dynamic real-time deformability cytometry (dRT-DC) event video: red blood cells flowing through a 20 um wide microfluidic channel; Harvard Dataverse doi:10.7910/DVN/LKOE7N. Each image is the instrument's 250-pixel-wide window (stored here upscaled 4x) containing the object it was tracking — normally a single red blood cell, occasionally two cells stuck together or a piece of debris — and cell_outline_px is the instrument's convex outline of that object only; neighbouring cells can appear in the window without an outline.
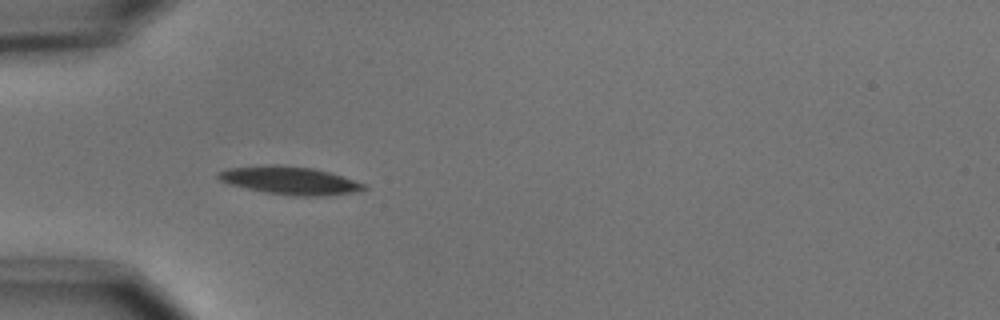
{"species": "common noctule bat (a hibernating species)", "species_latin": "Nyctalus noctula", "temperature_condition": "cold", "stored_images_in_passage": 7, "camera_frame_rate_fps": 3000, "um_per_image_px": 0.085, "animal": {"sex": "male", "body_mass_g": 15.6}, "frame": {"image": 1, "passage_image": 2, "time_ms": 1.0, "image_size_px": [1000, 320], "cell_outline_px": [[368, 188], [356, 192], [324, 196], [300, 196], [264, 192], [232, 184], [220, 180], [216, 176], [216, 172], [228, 168], [268, 164], [284, 164], [312, 168], [328, 172], [364, 184]], "centroid_in_image_um": [24.61, 15.33], "position_along_channel_um": 60.4, "area_um2": 23.58}}
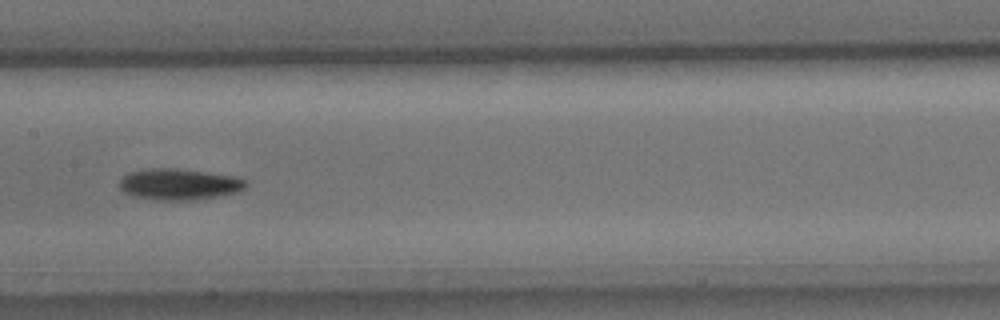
{"frame": {"image": 2, "passage_image": 5, "time_ms": 4.667, "image_size_px": [1000, 320], "cell_outline_px": [[248, 184], [240, 192], [196, 200], [156, 200], [136, 196], [124, 192], [120, 188], [120, 180], [128, 172], [148, 168], [176, 168], [232, 176], [248, 180]], "centroid_in_image_um": [15.25, 15.66], "position_along_channel_um": 192.2, "area_um2": 23.0}}
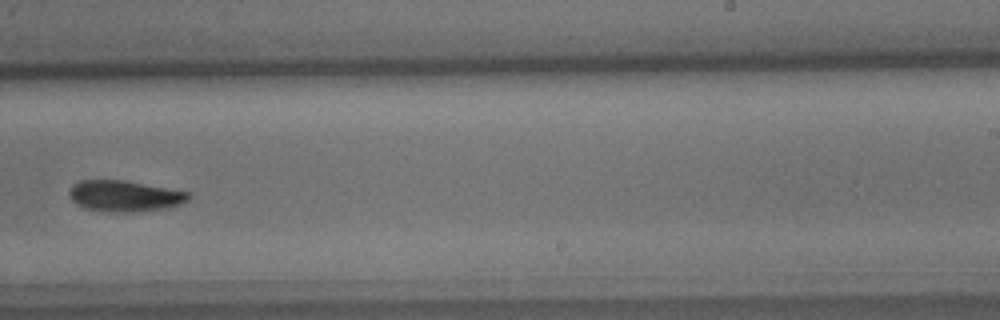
{"frame": {"image": 3, "passage_image": 7, "time_ms": 7.0, "image_size_px": [1000, 320], "cell_outline_px": [[192, 192], [188, 200], [180, 204], [164, 208], [140, 212], [112, 212], [84, 208], [76, 204], [72, 200], [68, 192], [72, 184], [80, 180], [124, 180]], "centroid_in_image_um": [10.59, 16.65], "position_along_channel_um": 278.4, "area_um2": 21.79}}